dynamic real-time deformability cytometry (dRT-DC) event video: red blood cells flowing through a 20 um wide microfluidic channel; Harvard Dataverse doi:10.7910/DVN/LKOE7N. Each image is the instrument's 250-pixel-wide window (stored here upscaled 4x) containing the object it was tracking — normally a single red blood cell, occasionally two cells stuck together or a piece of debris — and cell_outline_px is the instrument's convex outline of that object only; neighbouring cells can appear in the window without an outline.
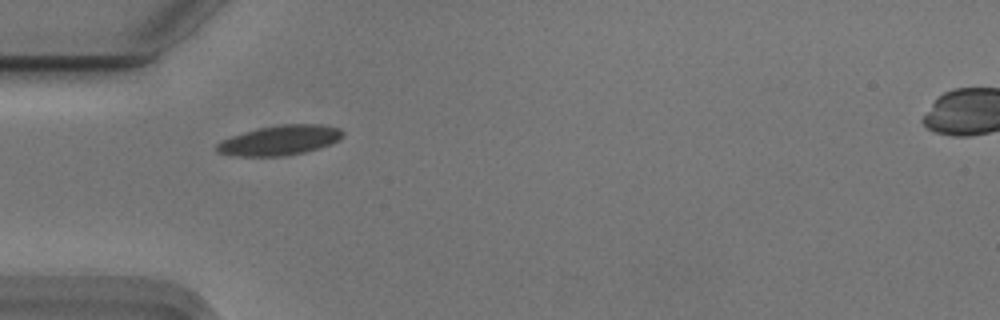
{"species": "Egyptian fruit bat (a non-hibernating species)", "species_latin": "Rousettus aegyptiacus", "temperature_condition": "cold", "stored_images_in_passage": 39, "camera_frame_rate_fps": 3000, "um_per_image_px": 0.085, "animal": {"sex": "male"}, "frame": {"image": 1, "passage_image": 1, "time_ms": 0.0, "image_size_px": [1000, 320], "cell_outline_px": [[344, 136], [340, 140], [332, 144], [304, 152], [280, 156], [240, 156], [216, 152], [216, 144], [220, 140], [244, 132], [260, 128], [284, 124], [320, 124], [340, 128], [344, 132]], "centroid_in_image_um": [23.81, 11.92], "position_along_channel_um": 61.2, "area_um2": 21.85}}
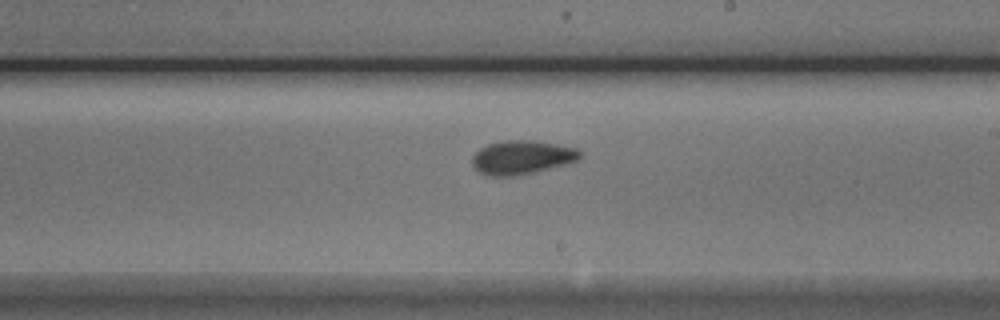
{"frame": {"image": 2, "passage_image": 16, "time_ms": 5.0, "image_size_px": [1000, 320], "cell_outline_px": [[580, 156], [576, 160], [564, 164], [536, 172], [512, 176], [492, 176], [480, 172], [472, 164], [472, 156], [480, 148], [488, 144], [504, 140], [536, 140], [576, 148], [580, 152]], "centroid_in_image_um": [44.33, 13.36], "position_along_channel_um": 244.7, "area_um2": 21.04}}
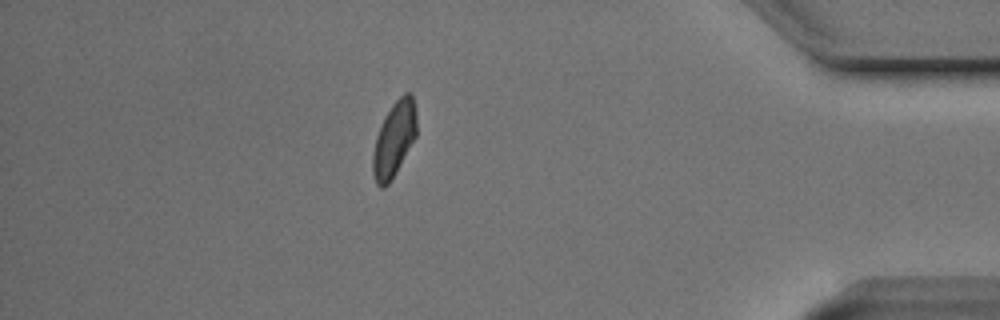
{"frame": {"image": 3, "passage_image": 32, "time_ms": 10.333, "image_size_px": [1000, 320], "cell_outline_px": [[416, 136], [388, 184], [384, 188], [380, 188], [376, 184], [372, 172], [372, 156], [376, 136], [384, 116], [392, 104], [404, 92], [412, 92], [416, 108]], "centroid_in_image_um": [33.49, 11.79], "position_along_channel_um": 401.7, "area_um2": 19.13}, "authors_computed_cell_mechanics": {"area_um2": 20.23, "velocity_mm_per_s": 3.7204, "shape_relaxation_time_tau1_ms": 2.3477, "shape_relaxation_time_tau2_ms": 2.2178, "deformation_change_tau1": 0.1052, "deformation_change_tau2": 0.0708}}